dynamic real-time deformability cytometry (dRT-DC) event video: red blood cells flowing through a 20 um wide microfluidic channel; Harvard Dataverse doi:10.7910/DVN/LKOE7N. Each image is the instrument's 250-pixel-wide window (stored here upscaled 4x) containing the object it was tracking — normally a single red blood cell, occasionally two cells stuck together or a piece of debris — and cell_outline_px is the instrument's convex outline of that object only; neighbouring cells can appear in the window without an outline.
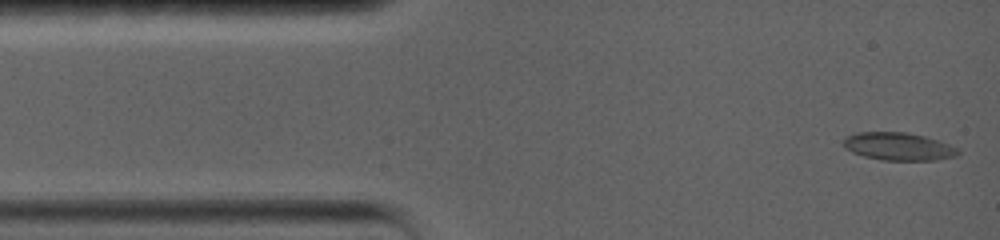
{"species": "common noctule bat (a hibernating species)", "species_latin": "Nyctalus noctula", "temperature_condition": "warm", "stored_images_in_passage": 42, "camera_frame_rate_fps": 5000, "um_per_image_px": 0.085, "animal": {"sex": "female", "body_mass_g": 19.0, "forearm_length_mm": 56.7}, "frame": {"image": 1, "passage_image": 1, "time_ms": 0.0, "image_size_px": [1000, 240], "cell_outline_px": [[960, 152], [956, 156], [936, 160], [880, 160], [864, 156], [852, 152], [844, 148], [844, 140], [848, 136], [856, 132], [908, 132], [940, 140], [960, 148]], "centroid_in_image_um": [76.42, 12.45], "position_along_channel_um": 8.6, "area_um2": 18.73}}
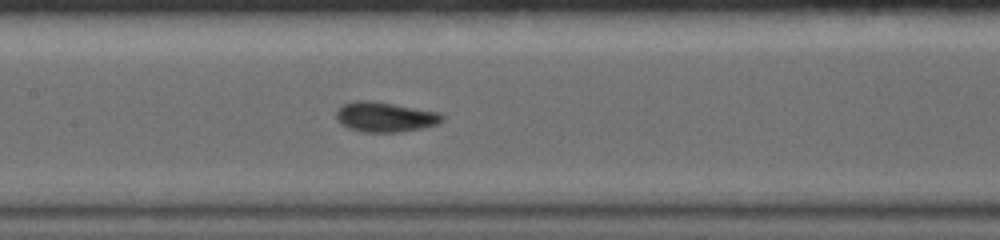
{"frame": {"image": 2, "passage_image": 19, "time_ms": 6.6, "image_size_px": [1000, 240], "cell_outline_px": [[444, 120], [436, 124], [424, 128], [404, 132], [364, 132], [348, 128], [340, 124], [336, 120], [336, 112], [344, 104], [356, 100], [372, 100], [440, 112], [444, 116]], "centroid_in_image_um": [32.74, 9.94], "position_along_channel_um": 174.7, "area_um2": 18.73}}
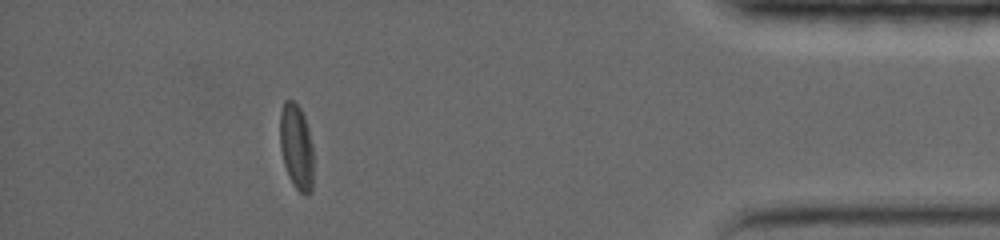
{"frame": {"image": 3, "passage_image": 36, "time_ms": 14.6, "image_size_px": [1000, 240], "cell_outline_px": [[312, 192], [304, 196], [292, 184], [288, 176], [284, 164], [280, 148], [280, 112], [284, 100], [292, 100], [300, 108], [304, 116], [308, 128], [312, 144]], "centroid_in_image_um": [25.18, 12.49], "position_along_channel_um": 410.0, "area_um2": 16.76}, "authors_computed_cell_mechanics": {"area_um2": 17.8891, "velocity_mm_per_s": 3.5834, "shape_relaxation_time_tau1_ms": 8.0378, "shape_relaxation_time_tau2_ms": 1.5786, "deformation_change_tau1": 0.1703, "deformation_change_tau2": 0.0522}}